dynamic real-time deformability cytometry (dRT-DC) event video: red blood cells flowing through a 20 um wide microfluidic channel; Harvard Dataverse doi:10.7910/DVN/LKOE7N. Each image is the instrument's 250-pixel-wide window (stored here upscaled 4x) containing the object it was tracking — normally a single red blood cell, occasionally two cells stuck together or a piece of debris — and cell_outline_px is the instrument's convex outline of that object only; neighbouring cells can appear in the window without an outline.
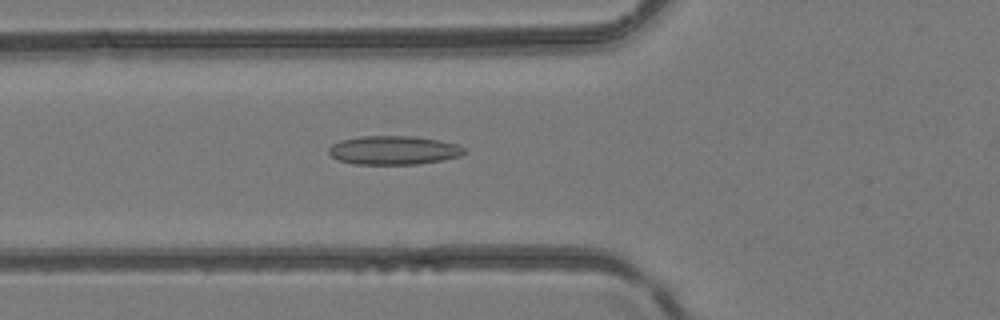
{"species": "common noctule bat (a hibernating species)", "species_latin": "Nyctalus noctula", "temperature_condition": "room temperature", "stored_images_in_passage": 48, "camera_frame_rate_fps": 3000, "um_per_image_px": 0.085, "animal": {"sex": "female", "body_mass_g": 24.6, "forearm_length_mm": 56.2}, "frame": {"image": 1, "passage_image": 18, "time_ms": 5.667, "image_size_px": [1000, 320], "cell_outline_px": [[468, 152], [460, 156], [440, 160], [416, 164], [352, 164], [336, 160], [328, 152], [328, 148], [332, 144], [340, 140], [360, 136], [412, 136], [436, 140], [456, 144], [464, 148]], "centroid_in_image_um": [33.41, 12.77], "position_along_channel_um": 92.4, "area_um2": 22.72}}
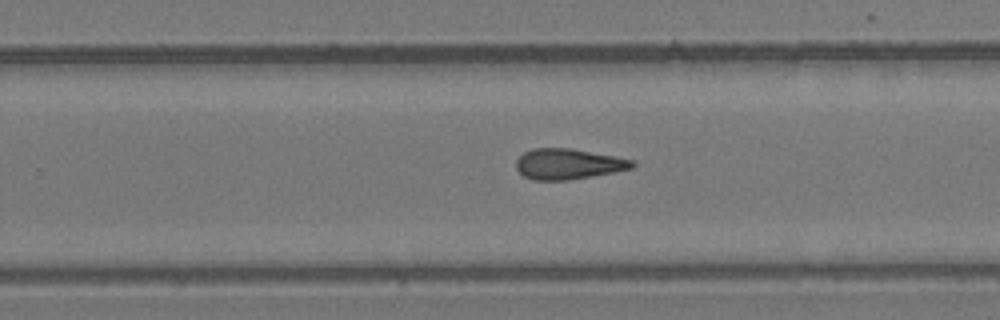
{"frame": {"image": 2, "passage_image": 31, "time_ms": 10.0, "image_size_px": [1000, 320], "cell_outline_px": [[636, 164], [632, 168], [592, 176], [568, 180], [532, 180], [524, 176], [516, 168], [516, 160], [524, 152], [532, 148], [572, 148], [616, 156], [632, 160]], "centroid_in_image_um": [48.28, 13.93], "position_along_channel_um": 281.5, "area_um2": 20.69}}
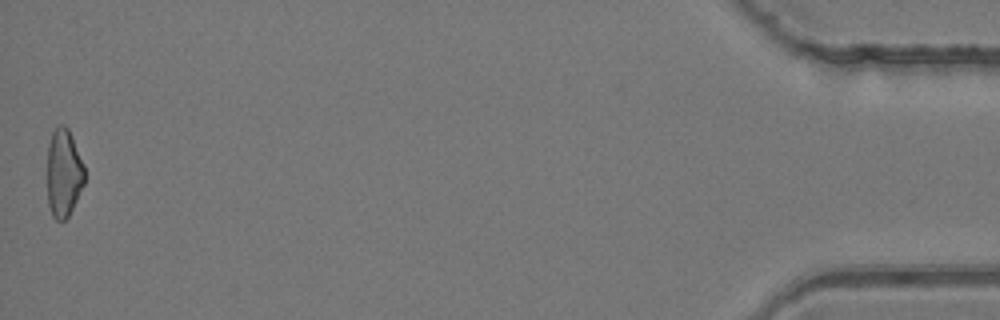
{"frame": {"image": 3, "passage_image": 48, "time_ms": 15.667, "image_size_px": [1000, 320], "cell_outline_px": [[84, 184], [68, 216], [64, 220], [56, 220], [52, 216], [48, 204], [48, 144], [52, 132], [60, 124], [64, 124], [68, 128], [72, 136], [84, 168]], "centroid_in_image_um": [5.4, 14.7], "position_along_channel_um": 429.8, "area_um2": 18.9}}